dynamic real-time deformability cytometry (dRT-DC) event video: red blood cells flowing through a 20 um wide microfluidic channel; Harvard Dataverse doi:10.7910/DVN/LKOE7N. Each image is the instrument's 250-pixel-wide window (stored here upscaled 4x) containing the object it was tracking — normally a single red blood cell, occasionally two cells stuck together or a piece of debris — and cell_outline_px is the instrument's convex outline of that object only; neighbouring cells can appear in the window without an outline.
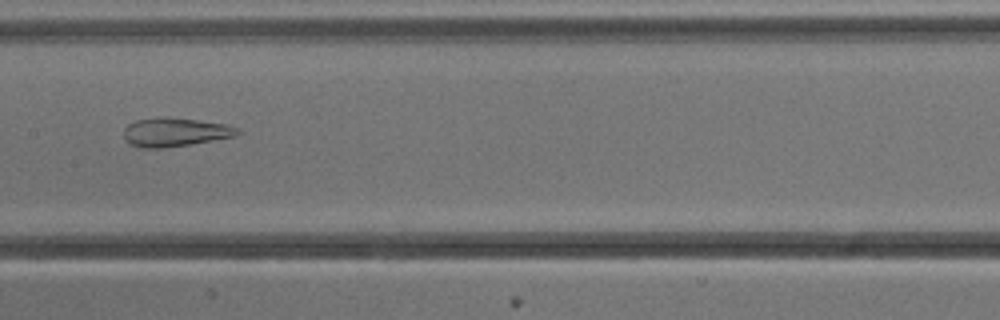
{"species": "common noctule bat (a hibernating species)", "species_latin": "Nyctalus noctula", "temperature_condition": "cold", "stored_images_in_passage": 43, "camera_frame_rate_fps": 3000, "um_per_image_px": 0.085, "animal": {"sex": "male", "body_mass_g": 13.3}, "frame": {"image": 1, "passage_image": 16, "time_ms": 5.0, "image_size_px": [1000, 320], "cell_outline_px": [[240, 132], [236, 136], [164, 148], [140, 148], [132, 144], [124, 136], [124, 128], [128, 124], [136, 120], [196, 120], [228, 124], [240, 128]], "centroid_in_image_um": [14.94, 11.27], "position_along_channel_um": 192.5, "area_um2": 18.09}}
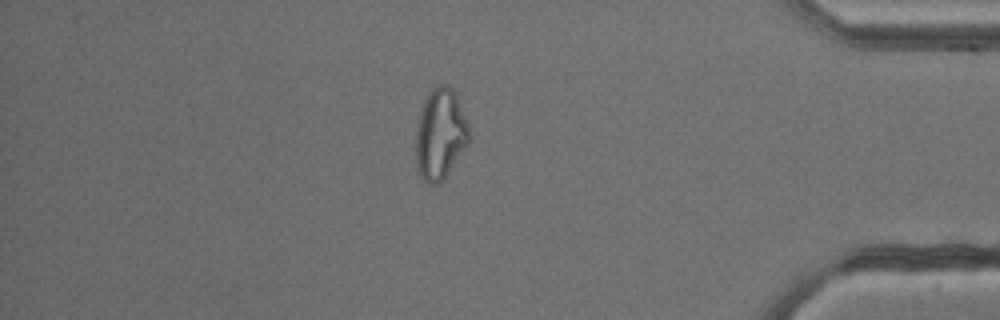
{"frame": {"image": 2, "passage_image": 35, "time_ms": 11.333, "image_size_px": [1000, 320], "cell_outline_px": [[472, 136], [468, 144], [440, 184], [428, 184], [420, 176], [416, 164], [416, 128], [428, 92], [436, 84], [448, 84], [456, 92], [468, 124]], "centroid_in_image_um": [37.45, 11.39], "position_along_channel_um": 397.8, "area_um2": 28.38}}
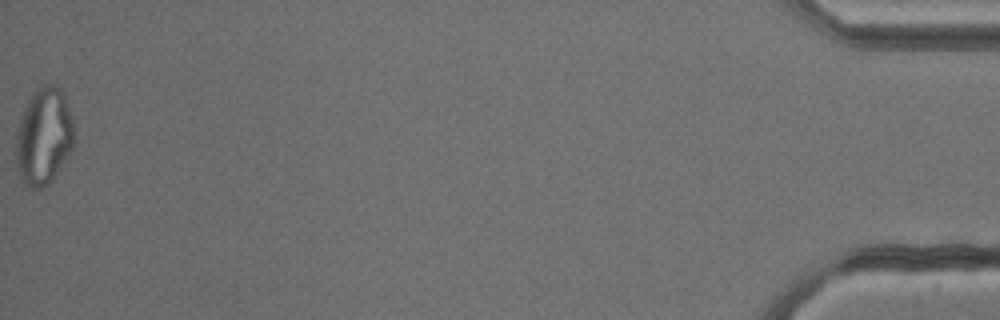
{"frame": {"image": 3, "passage_image": 43, "time_ms": 14.0, "image_size_px": [1000, 320], "cell_outline_px": [[76, 132], [72, 148], [60, 168], [52, 180], [48, 184], [40, 188], [28, 188], [20, 180], [16, 160], [16, 136], [24, 108], [32, 92], [44, 84], [56, 84], [64, 92], [72, 116]], "centroid_in_image_um": [3.74, 11.58], "position_along_channel_um": 431.5, "area_um2": 33.23}, "authors_computed_cell_mechanics": {"area_um2": 27.1082, "velocity_mm_per_s": 3.8238, "shape_relaxation_time_tau1_ms": null, "shape_relaxation_time_tau2_ms": 1.6749, "deformation_change_tau1": null, "deformation_change_tau2": 0.1106}}